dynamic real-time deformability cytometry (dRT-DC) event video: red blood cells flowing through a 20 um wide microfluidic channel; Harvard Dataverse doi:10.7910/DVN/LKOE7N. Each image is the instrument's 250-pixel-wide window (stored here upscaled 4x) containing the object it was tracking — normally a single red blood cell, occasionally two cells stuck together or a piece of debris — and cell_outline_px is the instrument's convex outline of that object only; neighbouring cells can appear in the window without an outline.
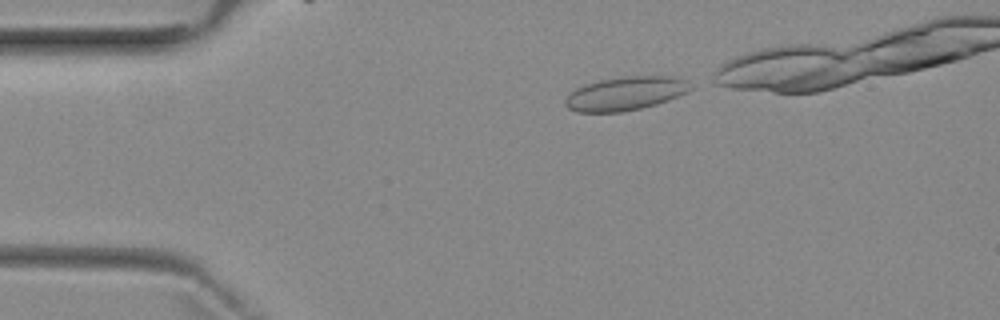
{"species": "common noctule bat (a hibernating species)", "species_latin": "Nyctalus noctula", "temperature_condition": "room temperature", "stored_images_in_passage": 4, "camera_frame_rate_fps": 3000, "um_per_image_px": 0.085, "animal": {"sex": "female", "body_mass_g": 29.2, "forearm_length_mm": 56.3}, "frame": {"image": 1, "passage_image": 1, "time_ms": 0.0, "image_size_px": [1000, 320], "cell_outline_px": [[692, 88], [688, 92], [668, 100], [656, 104], [640, 108], [620, 112], [576, 112], [568, 108], [564, 104], [564, 100], [576, 88], [584, 84], [600, 80], [624, 76], [676, 76], [688, 80]], "centroid_in_image_um": [53.18, 7.94], "position_along_channel_um": 31.8, "area_um2": 24.62}}